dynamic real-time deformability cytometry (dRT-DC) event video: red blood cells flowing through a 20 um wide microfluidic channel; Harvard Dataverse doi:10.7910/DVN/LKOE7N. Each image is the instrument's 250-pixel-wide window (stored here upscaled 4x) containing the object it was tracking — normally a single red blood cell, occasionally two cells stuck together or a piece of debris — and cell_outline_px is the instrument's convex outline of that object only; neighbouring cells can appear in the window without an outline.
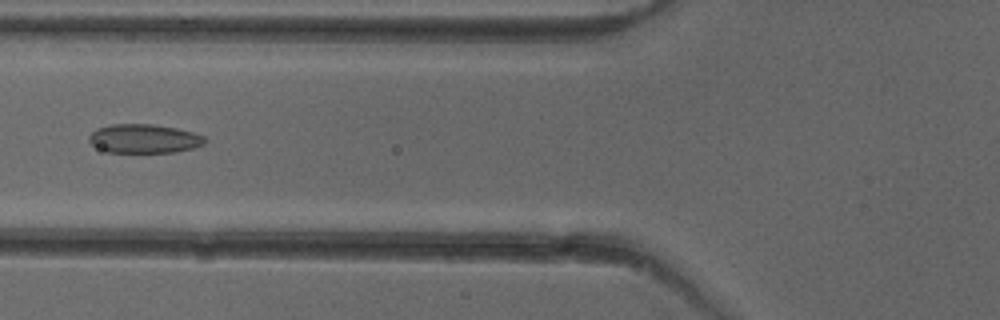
{"species": "common noctule bat (a hibernating species)", "species_latin": "Nyctalus noctula", "temperature_condition": "cold", "stored_images_in_passage": 45, "camera_frame_rate_fps": 3000, "um_per_image_px": 0.085, "animal": {"sex": "female"}, "frame": {"image": 1, "passage_image": 14, "time_ms": 4.333, "image_size_px": [1000, 320], "cell_outline_px": [[204, 144], [192, 148], [172, 152], [108, 152], [92, 144], [88, 140], [88, 136], [96, 128], [112, 124], [152, 124], [176, 128], [192, 132], [204, 136]], "centroid_in_image_um": [12.21, 11.77], "position_along_channel_um": 113.6, "area_um2": 19.31}}
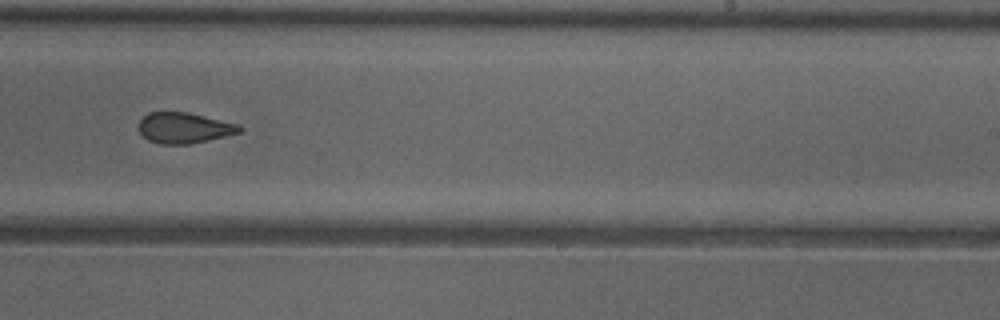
{"frame": {"image": 2, "passage_image": 26, "time_ms": 8.333, "image_size_px": [1000, 320], "cell_outline_px": [[244, 128], [240, 132], [192, 144], [160, 144], [148, 140], [136, 128], [140, 120], [148, 112], [188, 112], [236, 124]], "centroid_in_image_um": [15.6, 10.87], "position_along_channel_um": 273.4, "area_um2": 17.98}}
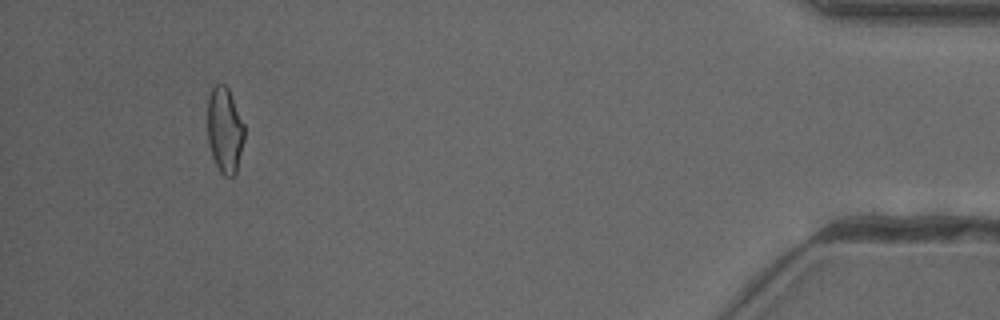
{"frame": {"image": 3, "passage_image": 42, "time_ms": 13.667, "image_size_px": [1000, 320], "cell_outline_px": [[244, 140], [236, 172], [232, 176], [224, 176], [220, 172], [212, 156], [208, 140], [208, 96], [212, 88], [216, 84], [224, 84], [228, 88], [244, 124]], "centroid_in_image_um": [19.1, 11.05], "position_along_channel_um": 416.1, "area_um2": 18.26}, "authors_computed_cell_mechanics": {"area_um2": 19.1896, "velocity_mm_per_s": 3.9852, "shape_relaxation_time_tau1_ms": 7.0544, "shape_relaxation_time_tau2_ms": 1.5344, "deformation_change_tau1": 0.1367, "deformation_change_tau2": 0.0744}}